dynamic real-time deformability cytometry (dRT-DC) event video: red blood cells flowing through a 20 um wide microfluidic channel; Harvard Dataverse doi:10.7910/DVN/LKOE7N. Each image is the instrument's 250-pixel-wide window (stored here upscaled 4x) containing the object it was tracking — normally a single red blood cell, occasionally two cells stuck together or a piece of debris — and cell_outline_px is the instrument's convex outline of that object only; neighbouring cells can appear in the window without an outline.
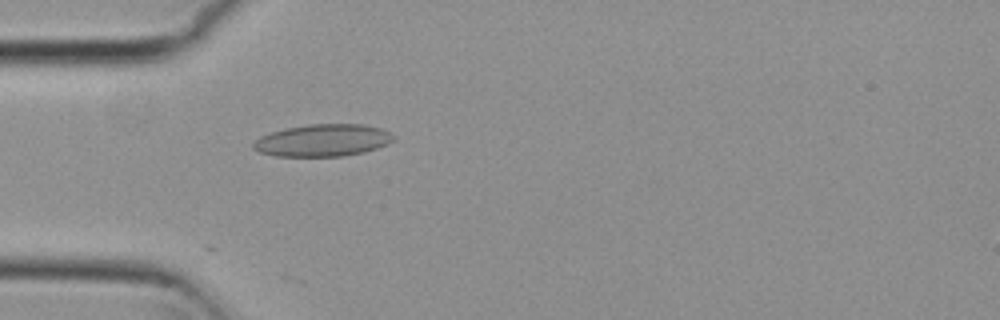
{"species": "common noctule bat (a hibernating species)", "species_latin": "Nyctalus noctula", "temperature_condition": "cold", "stored_images_in_passage": 1, "camera_frame_rate_fps": 3000, "um_per_image_px": 0.085, "animal": {"sex": "female", "body_mass_g": 29.2, "forearm_length_mm": 56.3}, "frame": {"image": 1, "passage_image": 1, "time_ms": 0.0, "image_size_px": [1000, 320], "cell_outline_px": [[396, 136], [388, 144], [364, 152], [340, 156], [276, 156], [260, 152], [252, 148], [252, 144], [260, 136], [284, 128], [308, 124], [364, 124], [380, 128], [392, 132]], "centroid_in_image_um": [27.45, 11.92], "position_along_channel_um": 57.5, "area_um2": 26.36}}